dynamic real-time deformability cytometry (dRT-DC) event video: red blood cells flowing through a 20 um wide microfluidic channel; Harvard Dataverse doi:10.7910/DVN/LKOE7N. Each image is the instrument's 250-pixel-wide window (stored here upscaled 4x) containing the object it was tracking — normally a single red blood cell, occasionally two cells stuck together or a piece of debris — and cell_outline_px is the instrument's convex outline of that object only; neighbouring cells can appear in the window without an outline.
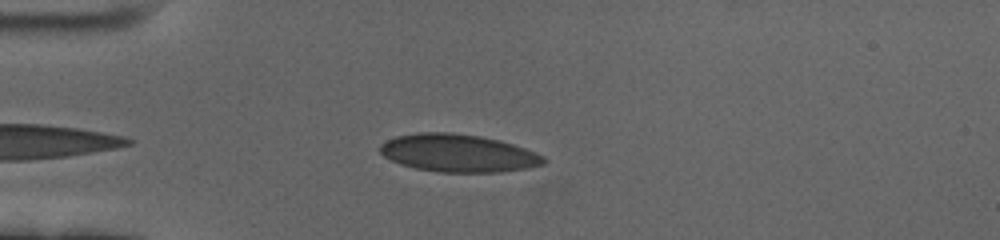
{"species": "human", "species_latin": "Homo sapiens", "temperature_condition": "cold", "stored_images_in_passage": 44, "camera_frame_rate_fps": 3000, "um_per_image_px": 0.085, "donor": {"sex": "female"}, "frame": {"image": 1, "passage_image": 5, "time_ms": 1.333, "image_size_px": [1000, 240], "cell_outline_px": [[548, 160], [544, 164], [528, 168], [500, 172], [440, 172], [416, 168], [400, 164], [384, 156], [380, 152], [380, 144], [396, 136], [420, 132], [448, 132], [480, 136], [500, 140], [536, 152], [544, 156]], "centroid_in_image_um": [38.97, 13.01], "position_along_channel_um": 46.0, "area_um2": 35.95}}
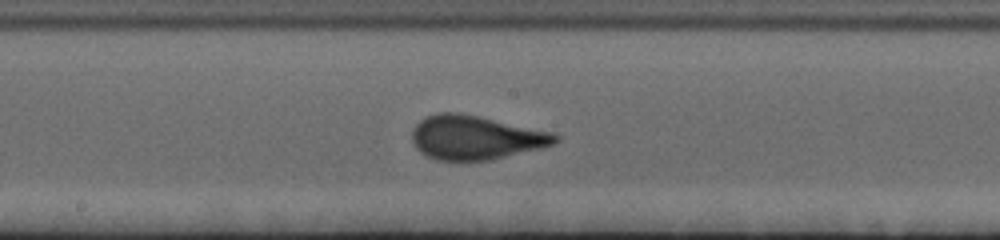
{"frame": {"image": 2, "passage_image": 21, "time_ms": 6.667, "image_size_px": [1000, 240], "cell_outline_px": [[560, 140], [552, 144], [540, 148], [492, 160], [460, 164], [436, 160], [420, 152], [416, 148], [412, 140], [412, 132], [416, 124], [420, 120], [428, 116], [440, 112], [460, 112], [556, 132], [560, 136]], "centroid_in_image_um": [40.44, 11.72], "position_along_channel_um": 207.8, "area_um2": 37.74}}
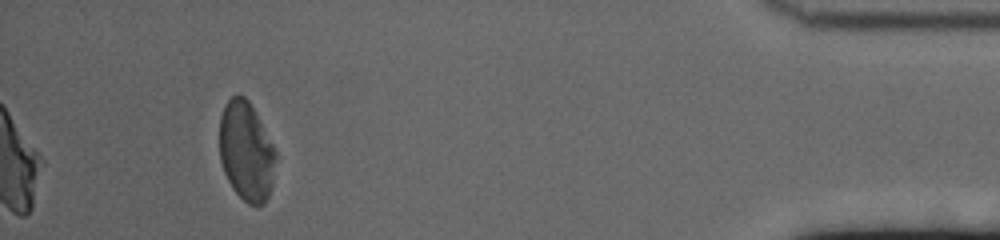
{"frame": {"image": 3, "passage_image": 44, "time_ms": 14.333, "image_size_px": [1000, 240], "cell_outline_px": [[276, 156], [272, 188], [264, 204], [248, 204], [232, 188], [224, 172], [220, 160], [220, 116], [224, 104], [236, 92], [244, 96], [248, 100], [272, 144], [276, 152]], "centroid_in_image_um": [20.92, 12.85], "position_along_channel_um": 414.3, "area_um2": 32.37}, "authors_computed_cell_mechanics": {"area_um2": 35.3447, "velocity_mm_per_s": 3.4396, "shape_relaxation_time_tau1_ms": 4.9384, "shape_relaxation_time_tau2_ms": null, "deformation_change_tau1": 0.1557, "deformation_change_tau2": null}}